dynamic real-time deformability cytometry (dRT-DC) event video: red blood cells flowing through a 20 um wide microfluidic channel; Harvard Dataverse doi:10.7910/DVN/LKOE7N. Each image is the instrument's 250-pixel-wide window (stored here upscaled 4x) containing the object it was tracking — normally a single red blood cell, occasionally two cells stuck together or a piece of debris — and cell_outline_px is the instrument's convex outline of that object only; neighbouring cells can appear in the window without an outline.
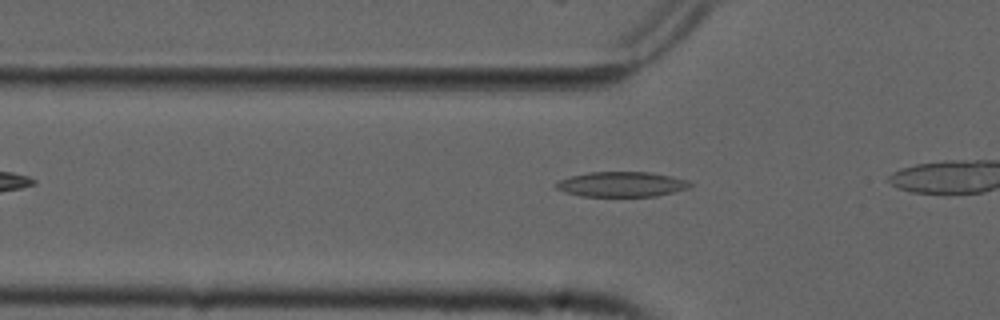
{"species": "common noctule bat (a hibernating species)", "species_latin": "Nyctalus noctula", "temperature_condition": "cold", "stored_images_in_passage": 8, "camera_frame_rate_fps": 3000, "um_per_image_px": 0.085, "animal": {"sex": "male", "forearm_length_mm": 52.5}, "frame": {"image": 1, "passage_image": 2, "time_ms": 0.333, "image_size_px": [1000, 320], "cell_outline_px": [[692, 184], [688, 188], [656, 196], [580, 196], [564, 192], [556, 188], [556, 184], [560, 180], [572, 176], [588, 172], [652, 172], [688, 180]], "centroid_in_image_um": [52.84, 15.66], "position_along_channel_um": 73.0, "area_um2": 19.42}}
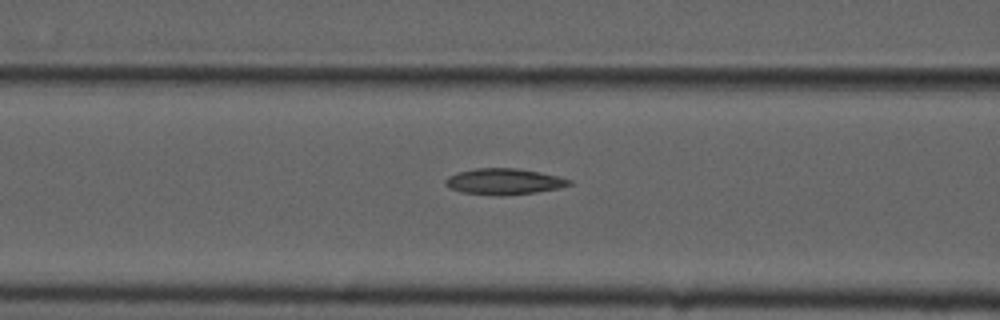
{"frame": {"image": 2, "passage_image": 6, "time_ms": 1.667, "image_size_px": [1000, 320], "cell_outline_px": [[572, 184], [560, 188], [536, 192], [500, 196], [460, 192], [444, 184], [444, 180], [448, 176], [456, 172], [476, 168], [516, 168], [540, 172], [572, 180]], "centroid_in_image_um": [42.82, 15.43], "position_along_channel_um": 123.8, "area_um2": 18.84}}